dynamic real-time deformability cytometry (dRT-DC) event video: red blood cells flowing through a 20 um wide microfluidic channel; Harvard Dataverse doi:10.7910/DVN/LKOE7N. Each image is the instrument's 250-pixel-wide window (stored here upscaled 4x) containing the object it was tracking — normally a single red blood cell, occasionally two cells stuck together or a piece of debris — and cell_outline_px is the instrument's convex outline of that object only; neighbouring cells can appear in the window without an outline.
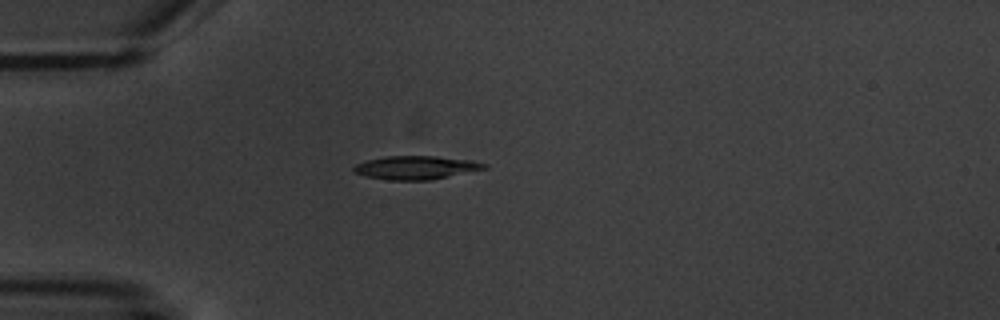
{"species": "common noctule bat (a hibernating species)", "species_latin": "Nyctalus noctula", "temperature_condition": "warm", "stored_images_in_passage": 3, "camera_frame_rate_fps": 3000, "um_per_image_px": 0.085, "animal": {"sex": "male", "body_mass_g": 20.1, "forearm_length_mm": 53.5}, "frame": {"image": 1, "passage_image": 1, "time_ms": 0.0, "image_size_px": [1000, 320], "cell_outline_px": [[488, 168], [432, 180], [388, 180], [364, 176], [352, 172], [352, 168], [356, 164], [364, 160], [384, 156], [436, 156], [472, 160], [488, 164]], "centroid_in_image_um": [35.33, 14.24], "position_along_channel_um": 49.7, "area_um2": 18.15}}